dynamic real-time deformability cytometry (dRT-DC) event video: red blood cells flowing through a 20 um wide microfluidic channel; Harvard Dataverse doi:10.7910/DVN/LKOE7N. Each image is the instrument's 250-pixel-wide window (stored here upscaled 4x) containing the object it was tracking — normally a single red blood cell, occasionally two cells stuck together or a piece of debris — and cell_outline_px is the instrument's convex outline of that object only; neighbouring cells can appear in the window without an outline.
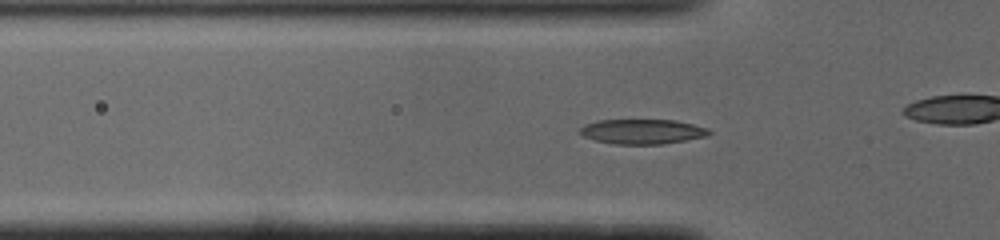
{"species": "common noctule bat (a hibernating species)", "species_latin": "Nyctalus noctula", "temperature_condition": "cold", "stored_images_in_passage": 44, "camera_frame_rate_fps": 3000, "um_per_image_px": 0.085, "animal": {"sex": "male", "body_mass_g": 19.0, "forearm_length_mm": 50.8}, "frame": {"image": 1, "passage_image": 15, "time_ms": 4.667, "image_size_px": [1000, 240], "cell_outline_px": [[712, 132], [708, 136], [664, 144], [616, 144], [596, 140], [584, 136], [580, 132], [580, 128], [584, 124], [596, 120], [676, 120], [708, 128]], "centroid_in_image_um": [54.62, 11.18], "position_along_channel_um": 71.2, "area_um2": 18.67}}
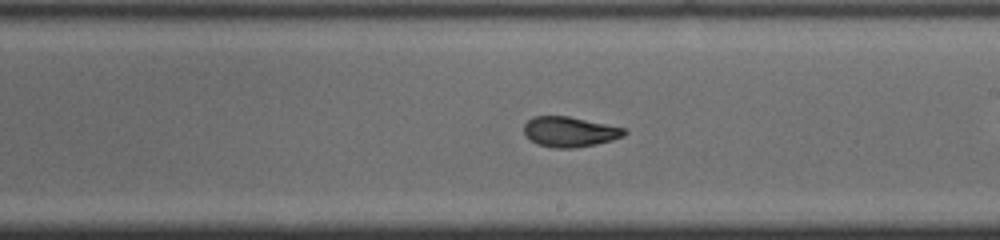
{"frame": {"image": 2, "passage_image": 28, "time_ms": 9.0, "image_size_px": [1000, 240], "cell_outline_px": [[628, 132], [624, 136], [612, 140], [596, 144], [576, 148], [552, 148], [540, 144], [532, 140], [524, 132], [524, 124], [532, 116], [568, 116], [628, 128]], "centroid_in_image_um": [48.48, 11.19], "position_along_channel_um": 240.5, "area_um2": 17.74}}
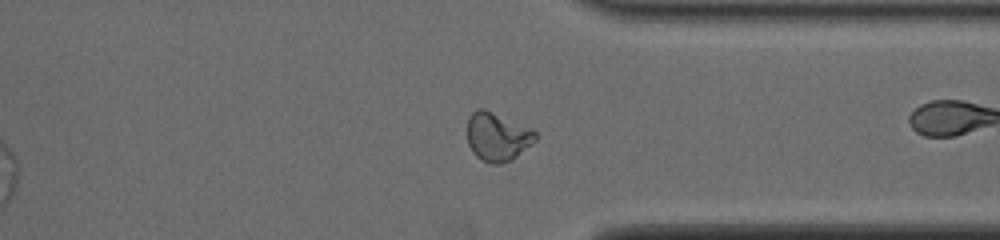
{"frame": {"image": 3, "passage_image": 38, "time_ms": 12.333, "image_size_px": [1000, 240], "cell_outline_px": [[536, 140], [532, 144], [516, 156], [508, 160], [496, 164], [492, 164], [476, 156], [472, 152], [468, 144], [468, 116], [476, 108], [484, 108], [536, 132]], "centroid_in_image_um": [42.23, 11.61], "position_along_channel_um": 369.2, "area_um2": 18.79}}